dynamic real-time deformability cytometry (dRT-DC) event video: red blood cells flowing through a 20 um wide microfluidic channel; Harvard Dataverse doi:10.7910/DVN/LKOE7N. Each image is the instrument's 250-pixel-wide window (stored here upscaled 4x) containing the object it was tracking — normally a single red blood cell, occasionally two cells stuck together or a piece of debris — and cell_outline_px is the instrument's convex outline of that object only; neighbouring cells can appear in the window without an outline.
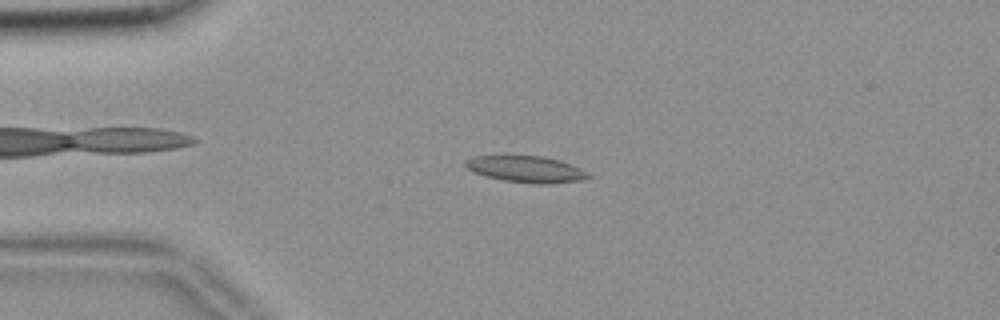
{"species": "common noctule bat (a hibernating species)", "species_latin": "Nyctalus noctula", "temperature_condition": "room temperature", "stored_images_in_passage": 52, "camera_frame_rate_fps": 3000, "um_per_image_px": 0.085, "animal": {"sex": "female", "body_mass_g": 18.4}, "frame": {"image": 1, "passage_image": 10, "time_ms": 3.0, "image_size_px": [1000, 320], "cell_outline_px": [[592, 176], [580, 180], [544, 184], [536, 184], [504, 180], [472, 172], [464, 164], [464, 160], [476, 156], [544, 156], [560, 160], [580, 168], [588, 172]], "centroid_in_image_um": [44.72, 14.37], "position_along_channel_um": 40.3, "area_um2": 18.73}}
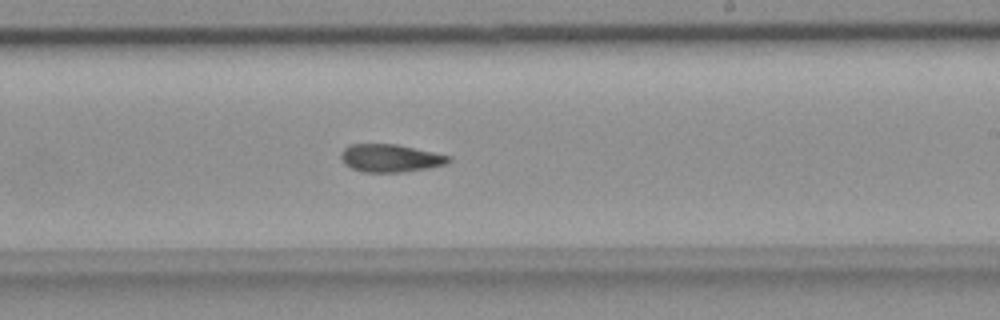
{"frame": {"image": 2, "passage_image": 30, "time_ms": 9.667, "image_size_px": [1000, 320], "cell_outline_px": [[452, 160], [448, 164], [428, 168], [404, 172], [364, 172], [352, 168], [344, 164], [340, 156], [340, 152], [348, 144], [396, 144], [452, 156]], "centroid_in_image_um": [33.19, 13.44], "position_along_channel_um": 255.8, "area_um2": 17.63}}
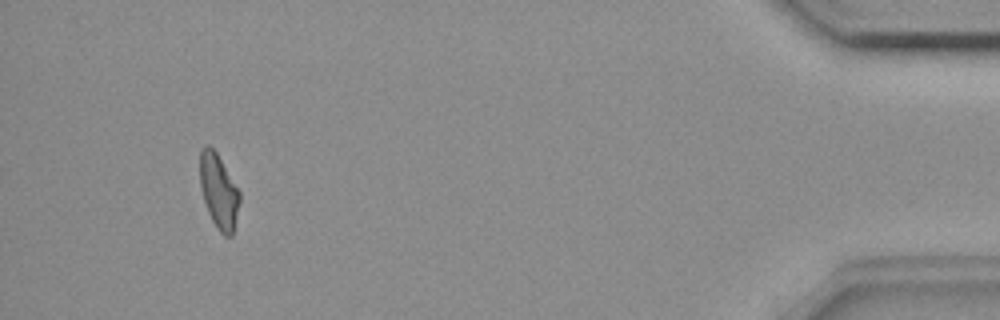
{"frame": {"image": 3, "passage_image": 49, "time_ms": 16.0, "image_size_px": [1000, 320], "cell_outline_px": [[240, 200], [232, 236], [224, 236], [220, 232], [212, 220], [208, 212], [204, 200], [200, 184], [200, 152], [208, 144], [216, 152], [240, 192]], "centroid_in_image_um": [18.59, 16.28], "position_along_channel_um": 416.6, "area_um2": 16.88}, "authors_computed_cell_mechanics": {"area_um2": 17.7157, "velocity_mm_per_s": 3.6435, "shape_relaxation_time_tau1_ms": null, "shape_relaxation_time_tau2_ms": 6.1872, "deformation_change_tau1": null, "deformation_change_tau2": 0.1352}}